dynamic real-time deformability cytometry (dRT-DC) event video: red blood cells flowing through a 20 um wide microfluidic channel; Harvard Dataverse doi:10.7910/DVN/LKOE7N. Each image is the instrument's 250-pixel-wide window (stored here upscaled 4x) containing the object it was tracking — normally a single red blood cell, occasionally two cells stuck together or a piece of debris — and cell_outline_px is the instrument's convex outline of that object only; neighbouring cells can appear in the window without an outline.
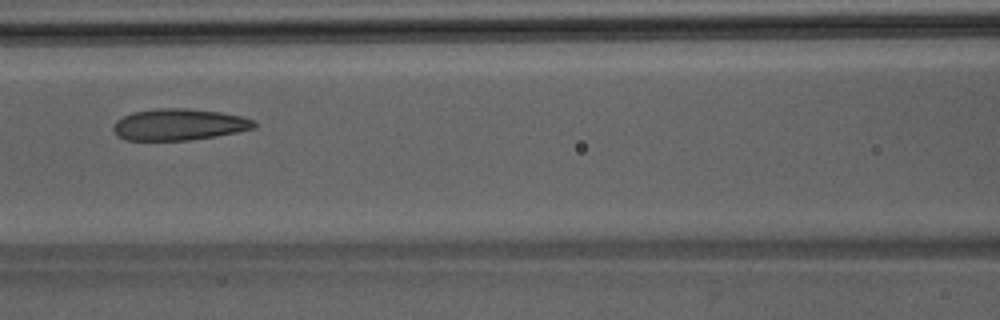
{"species": "Egyptian fruit bat (a non-hibernating species)", "species_latin": "Rousettus aegyptiacus", "temperature_condition": "room temperature", "stored_images_in_passage": 44, "camera_frame_rate_fps": 3000, "um_per_image_px": 0.085, "animal": {"sex": "male"}, "frame": {"image": 1, "passage_image": 17, "time_ms": 5.333, "image_size_px": [1000, 320], "cell_outline_px": [[256, 128], [216, 136], [188, 140], [124, 140], [116, 136], [112, 128], [116, 120], [132, 112], [160, 108], [184, 108], [220, 112], [240, 116], [256, 120]], "centroid_in_image_um": [15.2, 10.59], "position_along_channel_um": 151.4, "area_um2": 25.89}}
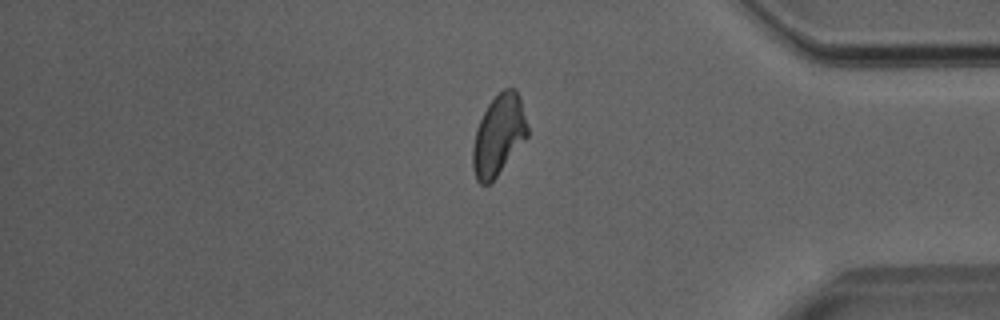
{"frame": {"image": 2, "passage_image": 36, "time_ms": 11.667, "image_size_px": [1000, 320], "cell_outline_px": [[528, 136], [496, 176], [488, 184], [480, 184], [476, 180], [472, 168], [472, 148], [476, 128], [488, 104], [504, 88], [516, 88], [520, 96], [528, 128]], "centroid_in_image_um": [42.37, 11.48], "position_along_channel_um": 392.8, "area_um2": 25.49}}
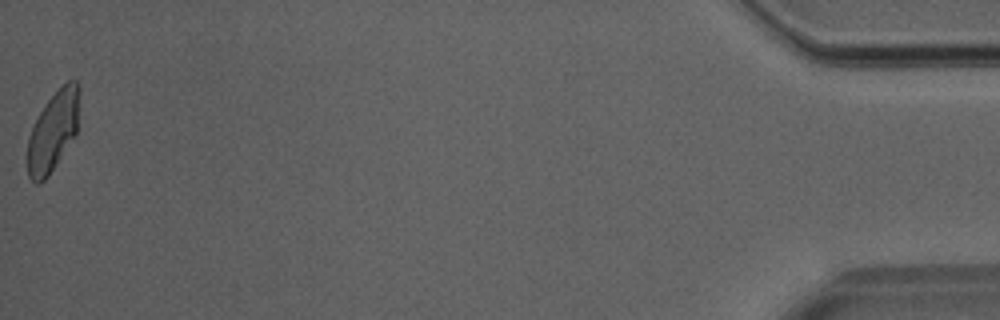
{"frame": {"image": 3, "passage_image": 44, "time_ms": 14.333, "image_size_px": [1000, 320], "cell_outline_px": [[80, 92], [76, 136], [48, 176], [44, 180], [36, 184], [28, 176], [28, 136], [40, 112], [48, 100], [68, 80], [76, 80], [80, 88]], "centroid_in_image_um": [4.54, 11.16], "position_along_channel_um": 430.7, "area_um2": 23.99}}